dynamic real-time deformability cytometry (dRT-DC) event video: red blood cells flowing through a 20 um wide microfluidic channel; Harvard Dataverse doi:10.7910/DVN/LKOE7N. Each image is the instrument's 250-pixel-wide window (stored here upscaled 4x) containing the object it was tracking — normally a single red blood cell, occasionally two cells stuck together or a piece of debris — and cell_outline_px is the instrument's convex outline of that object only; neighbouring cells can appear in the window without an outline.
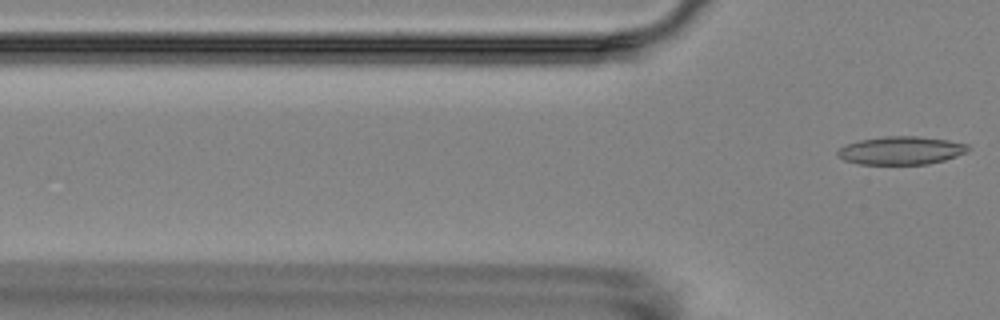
{"species": "Egyptian fruit bat (a non-hibernating species)", "species_latin": "Rousettus aegyptiacus", "temperature_condition": "room temperature", "stored_images_in_passage": 4, "camera_frame_rate_fps": 3000, "um_per_image_px": 0.085, "animal": {"sex": "female"}, "frame": {"image": 1, "passage_image": 4, "time_ms": 3.333, "image_size_px": [1000, 320], "cell_outline_px": [[972, 148], [968, 152], [944, 160], [928, 164], [860, 164], [844, 160], [836, 156], [836, 152], [840, 148], [848, 144], [860, 140], [884, 136], [916, 136], [948, 140], [968, 144]], "centroid_in_image_um": [76.62, 12.79], "position_along_channel_um": 49.2, "area_um2": 21.44}}